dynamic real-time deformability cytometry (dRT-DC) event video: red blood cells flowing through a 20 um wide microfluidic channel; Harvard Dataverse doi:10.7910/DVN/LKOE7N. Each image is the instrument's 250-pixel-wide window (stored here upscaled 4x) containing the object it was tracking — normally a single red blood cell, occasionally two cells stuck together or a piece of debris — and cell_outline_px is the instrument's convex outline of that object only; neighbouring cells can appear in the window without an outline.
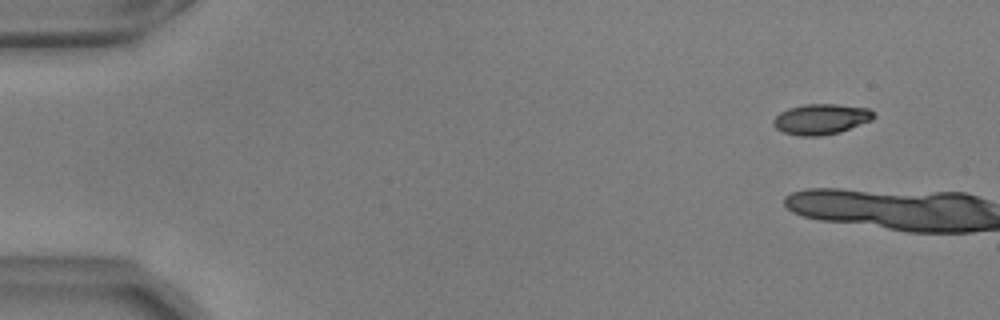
{"species": "common noctule bat (a hibernating species)", "species_latin": "Nyctalus noctula", "temperature_condition": "warm", "stored_images_in_passage": 7, "camera_frame_rate_fps": 3000, "um_per_image_px": 0.085, "animal": {"sex": "male", "body_mass_g": 17.9, "forearm_length_mm": 54.2}, "frame": {"image": 1, "passage_image": 5, "time_ms": 1.333, "image_size_px": [1000, 320], "cell_outline_px": [[876, 116], [872, 120], [840, 132], [820, 136], [800, 136], [784, 132], [776, 128], [772, 124], [772, 120], [780, 112], [788, 108], [804, 104], [836, 104], [868, 108]], "centroid_in_image_um": [69.78, 10.12], "position_along_channel_um": 15.2, "area_um2": 17.86}}